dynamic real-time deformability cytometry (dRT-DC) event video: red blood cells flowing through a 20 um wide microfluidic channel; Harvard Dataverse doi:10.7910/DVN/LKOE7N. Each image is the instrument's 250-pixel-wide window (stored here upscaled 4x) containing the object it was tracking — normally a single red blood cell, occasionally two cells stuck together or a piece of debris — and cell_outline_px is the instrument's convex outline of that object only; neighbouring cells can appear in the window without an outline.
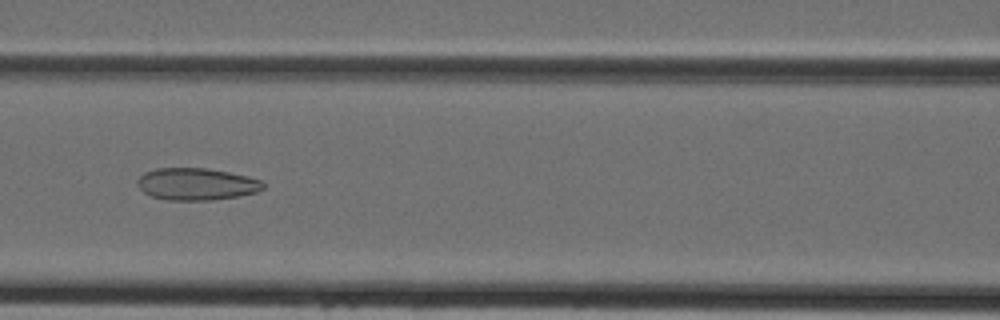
{"species": "Egyptian fruit bat (a non-hibernating species)", "species_latin": "Rousettus aegyptiacus", "temperature_condition": "cold", "stored_images_in_passage": 44, "camera_frame_rate_fps": 3000, "um_per_image_px": 0.085, "animal": {"sex": "female"}, "frame": {"image": 1, "passage_image": 19, "time_ms": 6.0, "image_size_px": [1000, 320], "cell_outline_px": [[264, 188], [256, 192], [240, 196], [212, 200], [168, 200], [152, 196], [144, 192], [140, 188], [136, 180], [144, 172], [156, 168], [204, 168], [228, 172], [248, 176], [260, 180], [264, 184]], "centroid_in_image_um": [16.7, 15.65], "position_along_channel_um": 149.9, "area_um2": 23.47}}
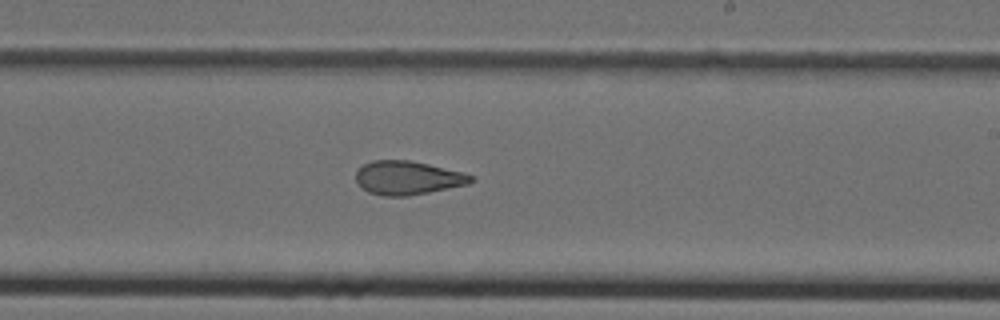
{"frame": {"image": 2, "passage_image": 26, "time_ms": 8.333, "image_size_px": [1000, 320], "cell_outline_px": [[476, 180], [468, 184], [408, 196], [384, 196], [368, 192], [356, 180], [356, 172], [364, 164], [372, 160], [408, 160], [428, 164], [464, 172], [472, 176]], "centroid_in_image_um": [34.67, 15.11], "position_along_channel_um": 254.3, "area_um2": 22.43}}
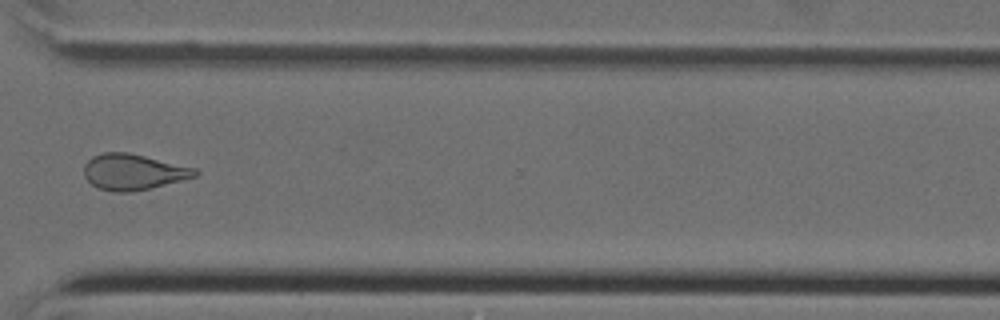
{"frame": {"image": 3, "passage_image": 33, "time_ms": 10.667, "image_size_px": [1000, 320], "cell_outline_px": [[200, 172], [196, 176], [148, 188], [128, 192], [112, 192], [96, 188], [84, 176], [84, 164], [92, 156], [104, 152], [128, 152], [196, 168]], "centroid_in_image_um": [11.28, 14.61], "position_along_channel_um": 359.3, "area_um2": 23.06}}